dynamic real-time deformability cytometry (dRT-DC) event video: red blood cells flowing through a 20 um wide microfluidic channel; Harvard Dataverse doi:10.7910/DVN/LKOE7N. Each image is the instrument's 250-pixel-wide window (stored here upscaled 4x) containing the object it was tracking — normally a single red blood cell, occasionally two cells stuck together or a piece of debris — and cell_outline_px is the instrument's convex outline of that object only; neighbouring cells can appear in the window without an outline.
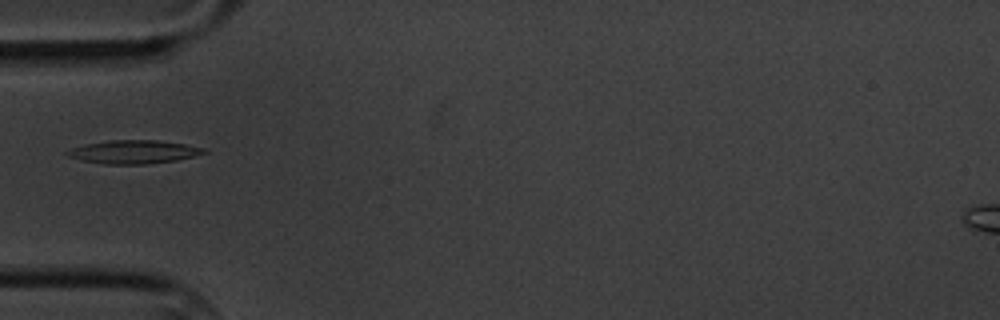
{"species": "common noctule bat (a hibernating species)", "species_latin": "Nyctalus noctula", "temperature_condition": "cold", "stored_images_in_passage": 2, "camera_frame_rate_fps": 3000, "um_per_image_px": 0.085, "animal": {"sex": "male", "body_mass_g": 20.1, "forearm_length_mm": 53.5}, "frame": {"image": 1, "passage_image": 2, "time_ms": 1.0, "image_size_px": [1000, 320], "cell_outline_px": [[208, 152], [176, 160], [148, 164], [104, 164], [84, 160], [68, 156], [64, 152], [72, 148], [84, 144], [112, 140], [160, 140], [184, 144], [204, 148]], "centroid_in_image_um": [11.36, 12.9], "position_along_channel_um": 73.6, "area_um2": 18.44}}